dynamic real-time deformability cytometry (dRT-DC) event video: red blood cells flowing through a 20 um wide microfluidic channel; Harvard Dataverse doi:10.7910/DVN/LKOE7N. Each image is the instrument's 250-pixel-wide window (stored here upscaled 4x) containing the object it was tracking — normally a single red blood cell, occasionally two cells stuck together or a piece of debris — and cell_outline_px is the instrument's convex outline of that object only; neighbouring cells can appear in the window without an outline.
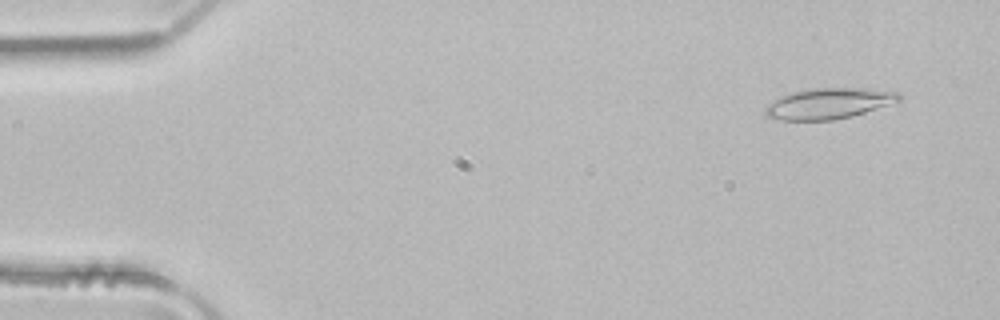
{"species": "common noctule bat (a hibernating species)", "species_latin": "Nyctalus noctula", "temperature_condition": "room temperature", "stored_images_in_passage": 3, "camera_frame_rate_fps": 3000, "um_per_image_px": 0.085, "animal": {"sex": "male", "body_mass_g": 21.5, "forearm_length_mm": 52.0}, "frame": {"image": 1, "passage_image": 1, "time_ms": 0.0, "image_size_px": [1000, 320], "cell_outline_px": [[900, 100], [852, 116], [832, 120], [780, 120], [764, 116], [764, 108], [768, 104], [780, 96], [792, 92], [816, 88], [864, 88], [896, 92], [900, 96]], "centroid_in_image_um": [70.36, 8.8], "position_along_channel_um": 14.6, "area_um2": 23.7}}
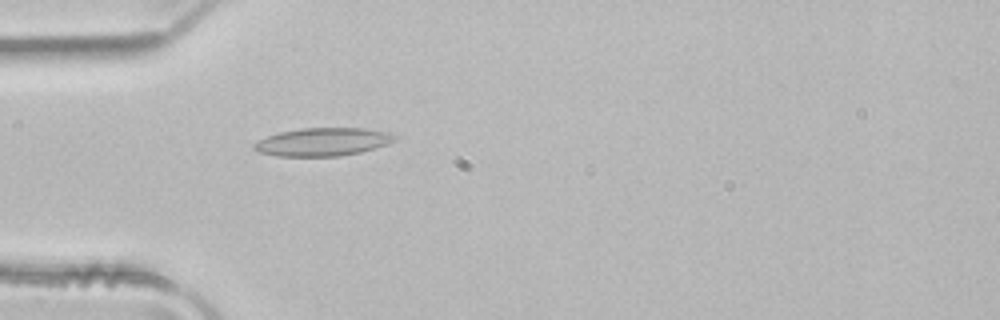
{"frame": {"image": 2, "passage_image": 3, "time_ms": 0.667, "image_size_px": [1000, 320], "cell_outline_px": [[396, 140], [388, 144], [360, 152], [340, 156], [276, 156], [260, 152], [252, 148], [252, 144], [268, 136], [280, 132], [304, 128], [364, 128], [388, 132], [396, 136]], "centroid_in_image_um": [27.45, 12.06], "position_along_channel_um": 57.6, "area_um2": 22.89}}